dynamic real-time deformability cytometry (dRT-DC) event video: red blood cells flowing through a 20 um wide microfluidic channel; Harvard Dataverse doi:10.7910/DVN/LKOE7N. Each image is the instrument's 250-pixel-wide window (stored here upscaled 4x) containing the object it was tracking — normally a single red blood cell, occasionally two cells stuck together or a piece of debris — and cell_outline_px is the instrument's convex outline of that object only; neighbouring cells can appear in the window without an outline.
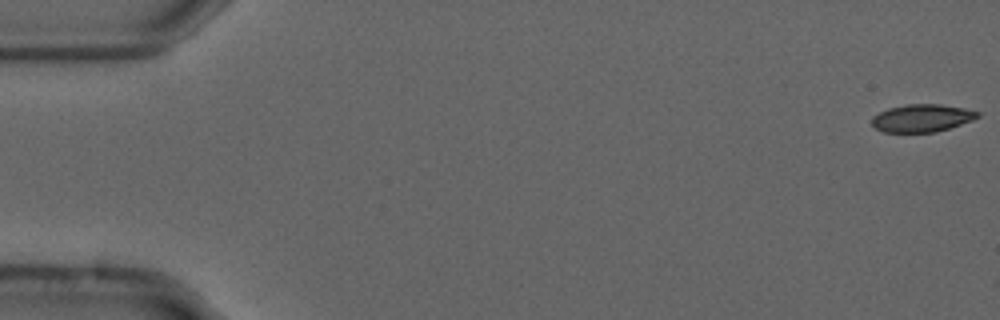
{"species": "common noctule bat (a hibernating species)", "species_latin": "Nyctalus noctula", "temperature_condition": "cold", "stored_images_in_passage": 11, "camera_frame_rate_fps": 3000, "um_per_image_px": 0.085, "animal": {"sex": "male", "forearm_length_mm": 52.5}, "frame": {"image": 1, "passage_image": 1, "time_ms": 0.0, "image_size_px": [1000, 320], "cell_outline_px": [[980, 116], [972, 120], [936, 132], [884, 132], [876, 128], [872, 124], [872, 116], [888, 108], [904, 104], [940, 104], [964, 108], [980, 112]], "centroid_in_image_um": [78.36, 10.03], "position_along_channel_um": 6.6, "area_um2": 16.99}}